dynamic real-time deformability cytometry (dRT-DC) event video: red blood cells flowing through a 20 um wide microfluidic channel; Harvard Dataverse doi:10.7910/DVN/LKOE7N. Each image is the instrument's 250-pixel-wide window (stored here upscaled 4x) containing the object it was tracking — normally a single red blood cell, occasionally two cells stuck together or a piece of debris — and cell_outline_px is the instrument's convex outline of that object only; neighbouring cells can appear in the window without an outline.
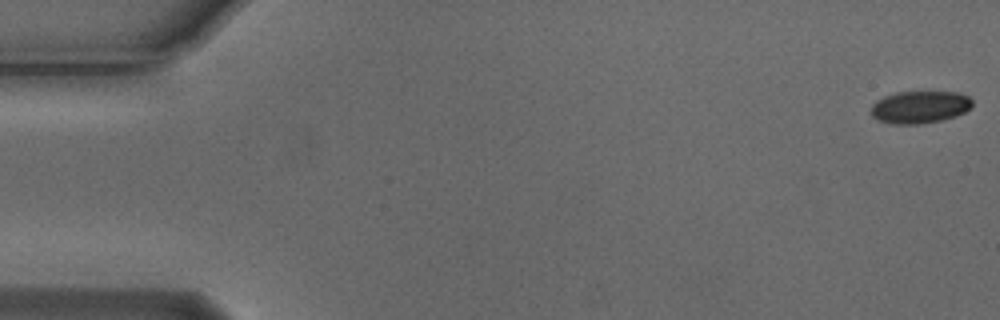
{"species": "Egyptian fruit bat (a non-hibernating species)", "species_latin": "Rousettus aegyptiacus", "temperature_condition": "cold", "stored_images_in_passage": 55, "camera_frame_rate_fps": 3000, "um_per_image_px": 0.085, "animal": {"sex": "male"}, "frame": {"image": 1, "passage_image": 1, "time_ms": 0.0, "image_size_px": [1000, 320], "cell_outline_px": [[972, 104], [964, 112], [956, 116], [940, 120], [916, 124], [896, 124], [880, 120], [872, 116], [872, 104], [876, 100], [884, 96], [896, 92], [960, 92], [968, 96], [972, 100]], "centroid_in_image_um": [78.18, 9.08], "position_along_channel_um": 6.8, "area_um2": 18.9}}
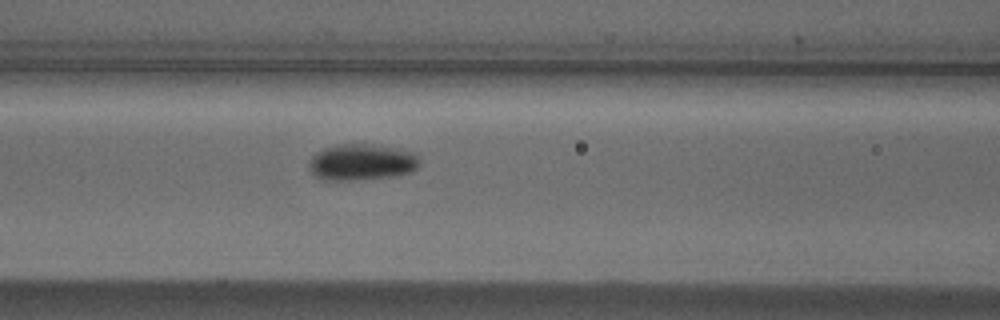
{"frame": {"image": 2, "passage_image": 23, "time_ms": 7.333, "image_size_px": [1000, 320], "cell_outline_px": [[420, 164], [416, 168], [408, 172], [396, 176], [360, 180], [328, 180], [316, 176], [312, 172], [308, 164], [312, 156], [316, 152], [324, 148], [336, 144], [364, 144], [392, 148], [416, 152], [420, 160]], "centroid_in_image_um": [30.75, 13.79], "position_along_channel_um": 135.9, "area_um2": 23.35}}
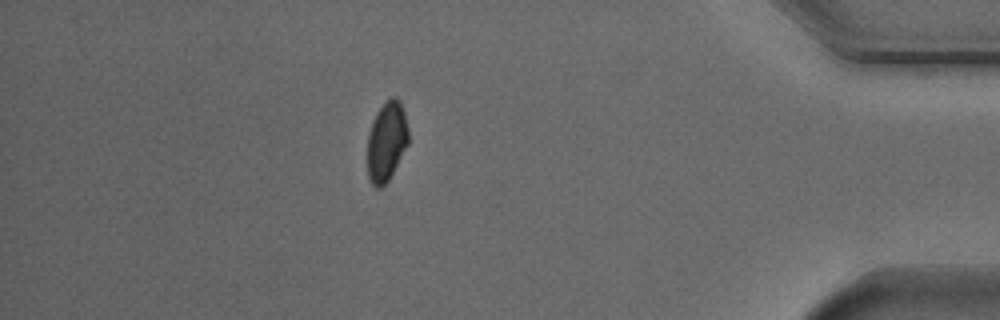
{"frame": {"image": 3, "passage_image": 48, "time_ms": 15.667, "image_size_px": [1000, 320], "cell_outline_px": [[408, 144], [388, 180], [380, 188], [376, 188], [368, 180], [368, 136], [372, 120], [376, 112], [392, 96], [396, 96], [400, 100], [404, 112], [408, 128]], "centroid_in_image_um": [32.85, 12.01], "position_along_channel_um": 402.3, "area_um2": 18.9}, "authors_computed_cell_mechanics": {"area_um2": 20.3456, "velocity_mm_per_s": 3.7535, "shape_relaxation_time_tau1_ms": 1.8647, "shape_relaxation_time_tau2_ms": null, "deformation_change_tau1": 0.0845, "deformation_change_tau2": null}}